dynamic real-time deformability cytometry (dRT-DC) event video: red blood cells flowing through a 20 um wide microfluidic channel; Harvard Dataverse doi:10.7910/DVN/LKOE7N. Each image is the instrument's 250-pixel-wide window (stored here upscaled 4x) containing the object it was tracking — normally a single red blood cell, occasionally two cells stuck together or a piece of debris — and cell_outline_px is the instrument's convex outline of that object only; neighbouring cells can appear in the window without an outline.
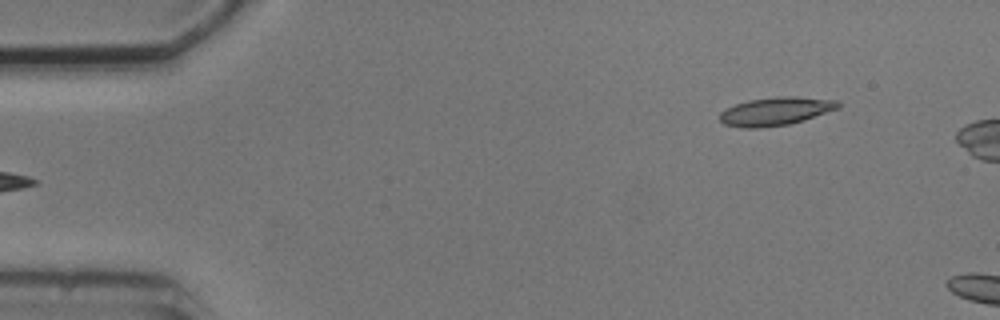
{"species": "common noctule bat (a hibernating species)", "species_latin": "Nyctalus noctula", "temperature_condition": "cold", "stored_images_in_passage": 5, "segment_of_instrument_passage": [2, 2], "camera_frame_rate_fps": 3000, "um_per_image_px": 0.085, "animal": {"sex": "male", "body_mass_g": 20.5, "forearm_length_mm": 52.5}, "frame": {"image": 1, "passage_image": 5, "time_ms": 5.667, "image_size_px": [1000, 320], "cell_outline_px": [[840, 108], [804, 120], [788, 124], [760, 128], [740, 128], [724, 124], [720, 120], [720, 112], [736, 104], [748, 100], [776, 96], [796, 96], [840, 100]], "centroid_in_image_um": [65.96, 9.45], "position_along_channel_um": 19.0, "area_um2": 19.65}}